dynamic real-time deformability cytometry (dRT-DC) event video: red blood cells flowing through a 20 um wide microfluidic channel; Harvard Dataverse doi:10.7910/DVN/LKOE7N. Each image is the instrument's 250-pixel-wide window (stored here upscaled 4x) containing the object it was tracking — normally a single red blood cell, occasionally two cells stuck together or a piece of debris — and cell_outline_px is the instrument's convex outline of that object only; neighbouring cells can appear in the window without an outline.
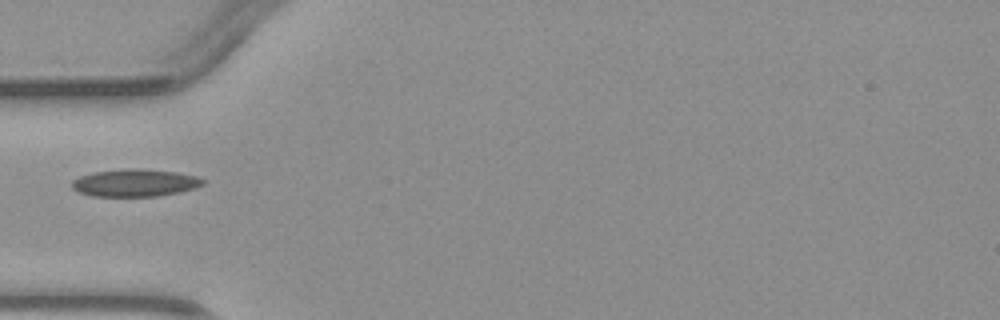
{"species": "common noctule bat (a hibernating species)", "species_latin": "Nyctalus noctula", "temperature_condition": "warm", "stored_images_in_passage": 6, "camera_frame_rate_fps": 3000, "um_per_image_px": 0.085, "animal": {"sex": "male", "body_mass_g": 23.1, "forearm_length_mm": 52.7}, "frame": {"image": 1, "passage_image": 5, "time_ms": 5.0, "image_size_px": [1000, 320], "cell_outline_px": [[204, 184], [180, 192], [156, 196], [92, 196], [80, 192], [72, 188], [72, 180], [80, 176], [92, 172], [124, 168], [140, 168], [176, 172], [196, 176], [204, 180]], "centroid_in_image_um": [11.44, 15.53], "position_along_channel_um": 73.6, "area_um2": 20.92}}
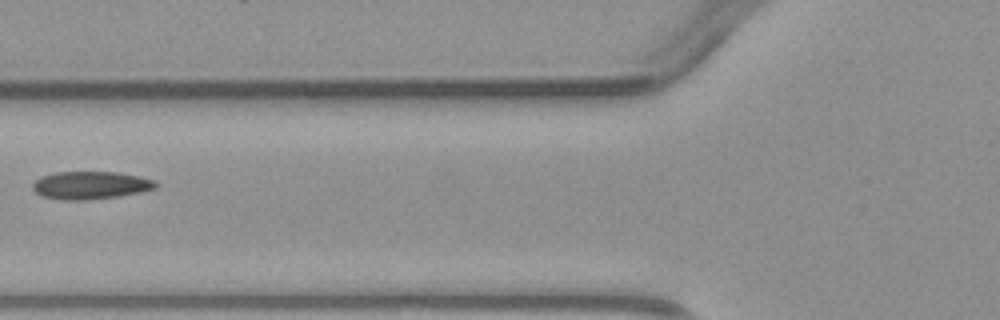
{"frame": {"image": 2, "passage_image": 6, "time_ms": 6.0, "image_size_px": [1000, 320], "cell_outline_px": [[160, 184], [156, 188], [140, 192], [116, 196], [84, 200], [64, 200], [44, 196], [36, 192], [32, 188], [32, 184], [40, 176], [56, 172], [116, 172], [156, 180]], "centroid_in_image_um": [7.7, 15.74], "position_along_channel_um": 118.1, "area_um2": 19.77}}